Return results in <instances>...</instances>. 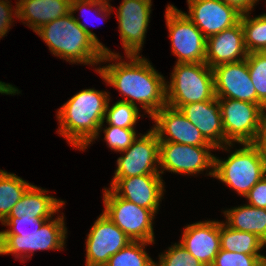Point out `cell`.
I'll return each mask as SVG.
<instances>
[{
	"mask_svg": "<svg viewBox=\"0 0 266 266\" xmlns=\"http://www.w3.org/2000/svg\"><path fill=\"white\" fill-rule=\"evenodd\" d=\"M226 145L254 143L264 107L236 99H218Z\"/></svg>",
	"mask_w": 266,
	"mask_h": 266,
	"instance_id": "9c48e42d",
	"label": "cell"
},
{
	"mask_svg": "<svg viewBox=\"0 0 266 266\" xmlns=\"http://www.w3.org/2000/svg\"><path fill=\"white\" fill-rule=\"evenodd\" d=\"M129 62L122 61L119 53H104L101 62L119 60L112 64L95 69L102 79L115 87L121 96L135 106L140 104L145 113L152 117L166 102V81L142 55H126ZM136 100V101H135Z\"/></svg>",
	"mask_w": 266,
	"mask_h": 266,
	"instance_id": "6da1fadb",
	"label": "cell"
},
{
	"mask_svg": "<svg viewBox=\"0 0 266 266\" xmlns=\"http://www.w3.org/2000/svg\"><path fill=\"white\" fill-rule=\"evenodd\" d=\"M166 82L167 105H183L215 99L213 70L205 63H176ZM169 83V84H167Z\"/></svg>",
	"mask_w": 266,
	"mask_h": 266,
	"instance_id": "5b68a950",
	"label": "cell"
},
{
	"mask_svg": "<svg viewBox=\"0 0 266 266\" xmlns=\"http://www.w3.org/2000/svg\"><path fill=\"white\" fill-rule=\"evenodd\" d=\"M179 110L214 148L227 151L233 146L226 145L218 98L183 105Z\"/></svg>",
	"mask_w": 266,
	"mask_h": 266,
	"instance_id": "d6986e66",
	"label": "cell"
},
{
	"mask_svg": "<svg viewBox=\"0 0 266 266\" xmlns=\"http://www.w3.org/2000/svg\"><path fill=\"white\" fill-rule=\"evenodd\" d=\"M214 92L218 99H236L256 104V90L246 59L212 68Z\"/></svg>",
	"mask_w": 266,
	"mask_h": 266,
	"instance_id": "9a60e30c",
	"label": "cell"
},
{
	"mask_svg": "<svg viewBox=\"0 0 266 266\" xmlns=\"http://www.w3.org/2000/svg\"><path fill=\"white\" fill-rule=\"evenodd\" d=\"M140 110L137 106L125 101H117L112 107L109 106V101L106 108L105 118L108 125L119 128L135 129Z\"/></svg>",
	"mask_w": 266,
	"mask_h": 266,
	"instance_id": "83f0119b",
	"label": "cell"
},
{
	"mask_svg": "<svg viewBox=\"0 0 266 266\" xmlns=\"http://www.w3.org/2000/svg\"><path fill=\"white\" fill-rule=\"evenodd\" d=\"M1 223L10 229L0 231V255L15 254V258L20 257L24 262L23 259L30 258L36 250H60L66 244L63 213L53 220L24 215L6 217Z\"/></svg>",
	"mask_w": 266,
	"mask_h": 266,
	"instance_id": "3957f363",
	"label": "cell"
},
{
	"mask_svg": "<svg viewBox=\"0 0 266 266\" xmlns=\"http://www.w3.org/2000/svg\"><path fill=\"white\" fill-rule=\"evenodd\" d=\"M104 140L108 147L114 151L121 152L131 146L138 137L135 129L119 128L109 125L104 128Z\"/></svg>",
	"mask_w": 266,
	"mask_h": 266,
	"instance_id": "4dcf8cb0",
	"label": "cell"
},
{
	"mask_svg": "<svg viewBox=\"0 0 266 266\" xmlns=\"http://www.w3.org/2000/svg\"><path fill=\"white\" fill-rule=\"evenodd\" d=\"M131 146L120 153L113 178H129L141 175H160V141L151 129L146 134H139ZM142 135V136H141Z\"/></svg>",
	"mask_w": 266,
	"mask_h": 266,
	"instance_id": "30bf717a",
	"label": "cell"
},
{
	"mask_svg": "<svg viewBox=\"0 0 266 266\" xmlns=\"http://www.w3.org/2000/svg\"><path fill=\"white\" fill-rule=\"evenodd\" d=\"M151 0H123L117 10L119 33L126 55H139L150 23Z\"/></svg>",
	"mask_w": 266,
	"mask_h": 266,
	"instance_id": "4fadbf2b",
	"label": "cell"
},
{
	"mask_svg": "<svg viewBox=\"0 0 266 266\" xmlns=\"http://www.w3.org/2000/svg\"><path fill=\"white\" fill-rule=\"evenodd\" d=\"M0 93L1 94H6V95H15V94H19L20 91L18 90V88H16L15 86L2 82L0 81Z\"/></svg>",
	"mask_w": 266,
	"mask_h": 266,
	"instance_id": "74e56055",
	"label": "cell"
},
{
	"mask_svg": "<svg viewBox=\"0 0 266 266\" xmlns=\"http://www.w3.org/2000/svg\"><path fill=\"white\" fill-rule=\"evenodd\" d=\"M35 33L45 41L53 55L72 64H101L104 53H114L72 13L46 23Z\"/></svg>",
	"mask_w": 266,
	"mask_h": 266,
	"instance_id": "7a4b0ae2",
	"label": "cell"
},
{
	"mask_svg": "<svg viewBox=\"0 0 266 266\" xmlns=\"http://www.w3.org/2000/svg\"><path fill=\"white\" fill-rule=\"evenodd\" d=\"M103 213L116 224L131 241L154 243L155 213L119 197L111 188H104Z\"/></svg>",
	"mask_w": 266,
	"mask_h": 266,
	"instance_id": "52a82bcc",
	"label": "cell"
},
{
	"mask_svg": "<svg viewBox=\"0 0 266 266\" xmlns=\"http://www.w3.org/2000/svg\"><path fill=\"white\" fill-rule=\"evenodd\" d=\"M48 190L31 185L7 217L52 218L65 202L46 195Z\"/></svg>",
	"mask_w": 266,
	"mask_h": 266,
	"instance_id": "7402d4cb",
	"label": "cell"
},
{
	"mask_svg": "<svg viewBox=\"0 0 266 266\" xmlns=\"http://www.w3.org/2000/svg\"><path fill=\"white\" fill-rule=\"evenodd\" d=\"M189 14L184 13L206 38L233 27L241 12L222 0H187Z\"/></svg>",
	"mask_w": 266,
	"mask_h": 266,
	"instance_id": "5bb4252c",
	"label": "cell"
},
{
	"mask_svg": "<svg viewBox=\"0 0 266 266\" xmlns=\"http://www.w3.org/2000/svg\"><path fill=\"white\" fill-rule=\"evenodd\" d=\"M94 1L99 2V3H101V4H104V5H108V6L110 5V4H109V1H110V0H109V1H108V0H94Z\"/></svg>",
	"mask_w": 266,
	"mask_h": 266,
	"instance_id": "f35d334b",
	"label": "cell"
},
{
	"mask_svg": "<svg viewBox=\"0 0 266 266\" xmlns=\"http://www.w3.org/2000/svg\"><path fill=\"white\" fill-rule=\"evenodd\" d=\"M247 56L240 21L233 27L207 38L205 63L211 69L221 64L242 61Z\"/></svg>",
	"mask_w": 266,
	"mask_h": 266,
	"instance_id": "ffe728a7",
	"label": "cell"
},
{
	"mask_svg": "<svg viewBox=\"0 0 266 266\" xmlns=\"http://www.w3.org/2000/svg\"><path fill=\"white\" fill-rule=\"evenodd\" d=\"M155 266H204L194 258L180 243H175L167 251L159 255Z\"/></svg>",
	"mask_w": 266,
	"mask_h": 266,
	"instance_id": "f546056e",
	"label": "cell"
},
{
	"mask_svg": "<svg viewBox=\"0 0 266 266\" xmlns=\"http://www.w3.org/2000/svg\"><path fill=\"white\" fill-rule=\"evenodd\" d=\"M262 257L263 255H248L220 249L212 266H258L262 262Z\"/></svg>",
	"mask_w": 266,
	"mask_h": 266,
	"instance_id": "1f68e13d",
	"label": "cell"
},
{
	"mask_svg": "<svg viewBox=\"0 0 266 266\" xmlns=\"http://www.w3.org/2000/svg\"><path fill=\"white\" fill-rule=\"evenodd\" d=\"M109 97L108 92L91 88L76 93L58 109L57 133L73 147L82 151L86 149L99 137L98 134L105 122Z\"/></svg>",
	"mask_w": 266,
	"mask_h": 266,
	"instance_id": "277c9868",
	"label": "cell"
},
{
	"mask_svg": "<svg viewBox=\"0 0 266 266\" xmlns=\"http://www.w3.org/2000/svg\"><path fill=\"white\" fill-rule=\"evenodd\" d=\"M152 243L132 241L112 255L105 266H155V262L145 251Z\"/></svg>",
	"mask_w": 266,
	"mask_h": 266,
	"instance_id": "4316f807",
	"label": "cell"
},
{
	"mask_svg": "<svg viewBox=\"0 0 266 266\" xmlns=\"http://www.w3.org/2000/svg\"><path fill=\"white\" fill-rule=\"evenodd\" d=\"M250 206L266 208V175L245 196Z\"/></svg>",
	"mask_w": 266,
	"mask_h": 266,
	"instance_id": "d6a6232c",
	"label": "cell"
},
{
	"mask_svg": "<svg viewBox=\"0 0 266 266\" xmlns=\"http://www.w3.org/2000/svg\"><path fill=\"white\" fill-rule=\"evenodd\" d=\"M179 243L204 266H212L221 249L220 222L205 220L187 225Z\"/></svg>",
	"mask_w": 266,
	"mask_h": 266,
	"instance_id": "ac0fdd59",
	"label": "cell"
},
{
	"mask_svg": "<svg viewBox=\"0 0 266 266\" xmlns=\"http://www.w3.org/2000/svg\"><path fill=\"white\" fill-rule=\"evenodd\" d=\"M8 0H0V38L4 37L8 30L11 28L13 16L17 17V2L16 9H12V5L9 4ZM14 11V13H12ZM14 14V15H13ZM13 15V16H12ZM12 22V23H11Z\"/></svg>",
	"mask_w": 266,
	"mask_h": 266,
	"instance_id": "e575fe53",
	"label": "cell"
},
{
	"mask_svg": "<svg viewBox=\"0 0 266 266\" xmlns=\"http://www.w3.org/2000/svg\"><path fill=\"white\" fill-rule=\"evenodd\" d=\"M210 149L213 146H193L174 142H160L159 166L162 169L177 174L196 175L207 168L211 169L207 175L214 177V155Z\"/></svg>",
	"mask_w": 266,
	"mask_h": 266,
	"instance_id": "8fae6325",
	"label": "cell"
},
{
	"mask_svg": "<svg viewBox=\"0 0 266 266\" xmlns=\"http://www.w3.org/2000/svg\"><path fill=\"white\" fill-rule=\"evenodd\" d=\"M165 19L177 63L205 62L207 38L184 12L169 4Z\"/></svg>",
	"mask_w": 266,
	"mask_h": 266,
	"instance_id": "ba28073f",
	"label": "cell"
},
{
	"mask_svg": "<svg viewBox=\"0 0 266 266\" xmlns=\"http://www.w3.org/2000/svg\"><path fill=\"white\" fill-rule=\"evenodd\" d=\"M130 242L131 239L102 212L87 235L85 266H105L112 255Z\"/></svg>",
	"mask_w": 266,
	"mask_h": 266,
	"instance_id": "7c38bea8",
	"label": "cell"
},
{
	"mask_svg": "<svg viewBox=\"0 0 266 266\" xmlns=\"http://www.w3.org/2000/svg\"><path fill=\"white\" fill-rule=\"evenodd\" d=\"M265 246H266V240L263 242V247H265ZM262 261L266 264V256L265 255H263Z\"/></svg>",
	"mask_w": 266,
	"mask_h": 266,
	"instance_id": "ab89813d",
	"label": "cell"
},
{
	"mask_svg": "<svg viewBox=\"0 0 266 266\" xmlns=\"http://www.w3.org/2000/svg\"><path fill=\"white\" fill-rule=\"evenodd\" d=\"M250 78L256 90V104L266 107V53L251 52L246 58Z\"/></svg>",
	"mask_w": 266,
	"mask_h": 266,
	"instance_id": "f1b7e54d",
	"label": "cell"
},
{
	"mask_svg": "<svg viewBox=\"0 0 266 266\" xmlns=\"http://www.w3.org/2000/svg\"><path fill=\"white\" fill-rule=\"evenodd\" d=\"M89 8L90 9L94 8L95 9L94 11L99 12L98 16L99 17L102 16V18L105 16L107 17L108 15H111L110 13L111 11H113L112 6L104 5L94 0H72L71 1V13L72 14H74V12L78 10H81V11L83 10V12H85L84 9H89Z\"/></svg>",
	"mask_w": 266,
	"mask_h": 266,
	"instance_id": "836d02e7",
	"label": "cell"
},
{
	"mask_svg": "<svg viewBox=\"0 0 266 266\" xmlns=\"http://www.w3.org/2000/svg\"><path fill=\"white\" fill-rule=\"evenodd\" d=\"M258 266H266V264L262 261Z\"/></svg>",
	"mask_w": 266,
	"mask_h": 266,
	"instance_id": "60d3db41",
	"label": "cell"
},
{
	"mask_svg": "<svg viewBox=\"0 0 266 266\" xmlns=\"http://www.w3.org/2000/svg\"><path fill=\"white\" fill-rule=\"evenodd\" d=\"M151 119L156 123L152 129L160 142L212 146L179 109L165 105Z\"/></svg>",
	"mask_w": 266,
	"mask_h": 266,
	"instance_id": "2e32d148",
	"label": "cell"
},
{
	"mask_svg": "<svg viewBox=\"0 0 266 266\" xmlns=\"http://www.w3.org/2000/svg\"><path fill=\"white\" fill-rule=\"evenodd\" d=\"M221 249L248 255H261L263 241L254 233L239 231L220 222Z\"/></svg>",
	"mask_w": 266,
	"mask_h": 266,
	"instance_id": "cb8c5ba5",
	"label": "cell"
},
{
	"mask_svg": "<svg viewBox=\"0 0 266 266\" xmlns=\"http://www.w3.org/2000/svg\"><path fill=\"white\" fill-rule=\"evenodd\" d=\"M228 5L234 6L241 13L252 11L253 7L259 0H222Z\"/></svg>",
	"mask_w": 266,
	"mask_h": 266,
	"instance_id": "8d00e7d4",
	"label": "cell"
},
{
	"mask_svg": "<svg viewBox=\"0 0 266 266\" xmlns=\"http://www.w3.org/2000/svg\"><path fill=\"white\" fill-rule=\"evenodd\" d=\"M160 175H141L129 178H113L110 188L121 198L138 206L159 210L164 183Z\"/></svg>",
	"mask_w": 266,
	"mask_h": 266,
	"instance_id": "e0dca14e",
	"label": "cell"
},
{
	"mask_svg": "<svg viewBox=\"0 0 266 266\" xmlns=\"http://www.w3.org/2000/svg\"><path fill=\"white\" fill-rule=\"evenodd\" d=\"M250 12L242 13L240 23L248 53L266 51V14L251 18Z\"/></svg>",
	"mask_w": 266,
	"mask_h": 266,
	"instance_id": "484cf974",
	"label": "cell"
},
{
	"mask_svg": "<svg viewBox=\"0 0 266 266\" xmlns=\"http://www.w3.org/2000/svg\"><path fill=\"white\" fill-rule=\"evenodd\" d=\"M225 224L230 228L254 233L263 242L266 240V208L250 205L234 207L223 212Z\"/></svg>",
	"mask_w": 266,
	"mask_h": 266,
	"instance_id": "603a6c76",
	"label": "cell"
},
{
	"mask_svg": "<svg viewBox=\"0 0 266 266\" xmlns=\"http://www.w3.org/2000/svg\"><path fill=\"white\" fill-rule=\"evenodd\" d=\"M31 185L14 173L0 170V222L10 214Z\"/></svg>",
	"mask_w": 266,
	"mask_h": 266,
	"instance_id": "d4e9b609",
	"label": "cell"
},
{
	"mask_svg": "<svg viewBox=\"0 0 266 266\" xmlns=\"http://www.w3.org/2000/svg\"><path fill=\"white\" fill-rule=\"evenodd\" d=\"M226 160L214 157V178L245 197L266 175V159L253 143H243Z\"/></svg>",
	"mask_w": 266,
	"mask_h": 266,
	"instance_id": "8992f818",
	"label": "cell"
},
{
	"mask_svg": "<svg viewBox=\"0 0 266 266\" xmlns=\"http://www.w3.org/2000/svg\"><path fill=\"white\" fill-rule=\"evenodd\" d=\"M72 0H18L17 18L34 32L46 23L71 13Z\"/></svg>",
	"mask_w": 266,
	"mask_h": 266,
	"instance_id": "44dd1931",
	"label": "cell"
},
{
	"mask_svg": "<svg viewBox=\"0 0 266 266\" xmlns=\"http://www.w3.org/2000/svg\"><path fill=\"white\" fill-rule=\"evenodd\" d=\"M266 107L263 110L260 124H259V130L257 137L254 141V145L257 147L260 154L266 159Z\"/></svg>",
	"mask_w": 266,
	"mask_h": 266,
	"instance_id": "d590c367",
	"label": "cell"
}]
</instances>
